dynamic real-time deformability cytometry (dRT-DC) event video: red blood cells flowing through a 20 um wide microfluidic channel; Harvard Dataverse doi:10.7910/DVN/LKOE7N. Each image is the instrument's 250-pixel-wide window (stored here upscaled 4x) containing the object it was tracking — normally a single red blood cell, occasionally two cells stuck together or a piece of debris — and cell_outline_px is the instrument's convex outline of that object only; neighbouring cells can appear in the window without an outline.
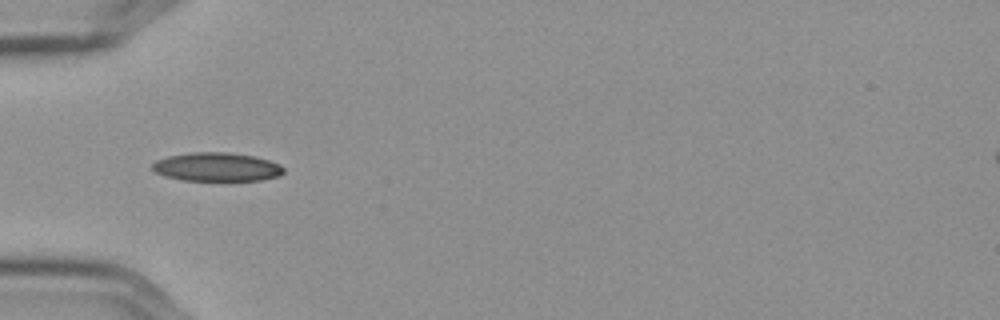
{"species": "Egyptian fruit bat (a non-hibernating species)", "species_latin": "Rousettus aegyptiacus", "temperature_condition": "cold", "stored_images_in_passage": 39, "camera_frame_rate_fps": 3000, "um_per_image_px": 0.085, "frame": {"image": 1, "passage_image": 1, "time_ms": 0.0, "image_size_px": [1000, 320], "cell_outline_px": [[284, 172], [280, 176], [260, 180], [184, 180], [164, 176], [156, 172], [152, 168], [152, 164], [156, 160], [168, 156], [192, 152], [228, 152], [256, 156], [280, 164], [284, 168]], "centroid_in_image_um": [18.45, 14.18], "position_along_channel_um": 66.6, "area_um2": 21.96}}
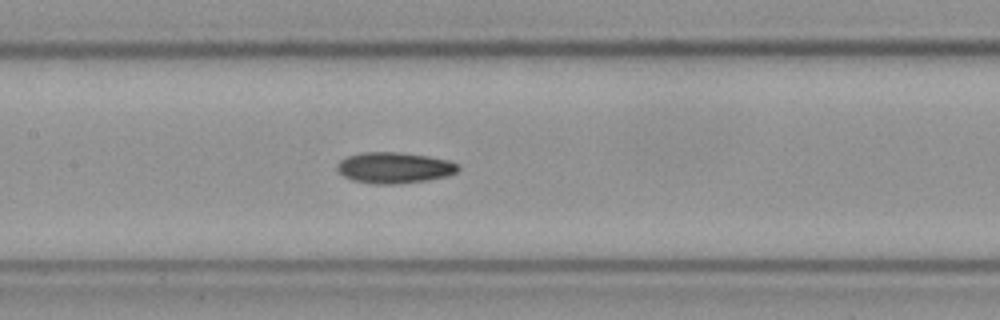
{"frame": {"image": 2, "passage_image": 10, "time_ms": 3.0, "image_size_px": [1000, 320], "cell_outline_px": [[460, 168], [456, 172], [448, 176], [428, 180], [392, 184], [376, 184], [352, 180], [344, 176], [336, 168], [336, 164], [340, 160], [348, 156], [364, 152], [396, 152], [428, 156], [448, 160], [460, 164]], "centroid_in_image_um": [33.53, 14.25], "position_along_channel_um": 173.9, "area_um2": 21.85}}
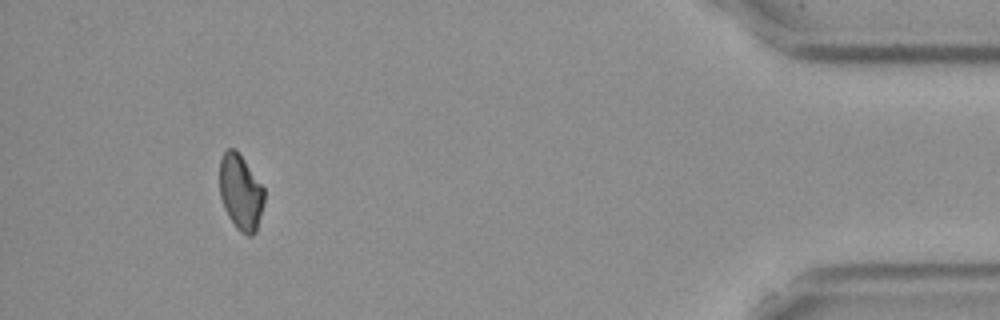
{"frame": {"image": 3, "passage_image": 35, "time_ms": 11.333, "image_size_px": [1000, 320], "cell_outline_px": [[264, 200], [256, 232], [252, 236], [248, 236], [240, 232], [236, 228], [228, 216], [224, 208], [220, 196], [220, 156], [228, 148], [236, 148], [264, 188]], "centroid_in_image_um": [20.44, 16.34], "position_along_channel_um": 414.8, "area_um2": 19.71}}